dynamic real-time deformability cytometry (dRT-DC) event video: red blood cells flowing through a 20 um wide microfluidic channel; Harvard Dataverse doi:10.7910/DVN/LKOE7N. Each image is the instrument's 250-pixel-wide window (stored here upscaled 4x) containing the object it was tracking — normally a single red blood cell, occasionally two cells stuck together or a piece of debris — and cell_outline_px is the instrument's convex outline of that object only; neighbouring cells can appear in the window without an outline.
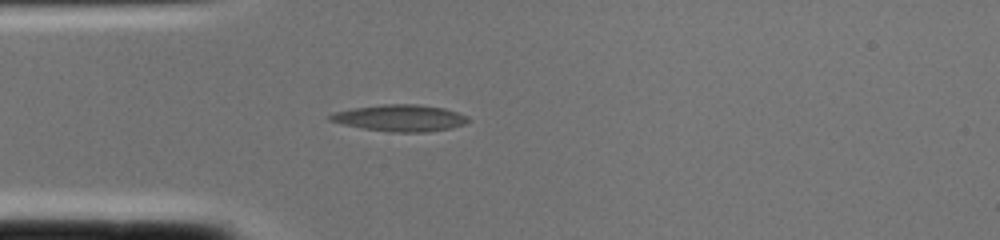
{"species": "common noctule bat (a hibernating species)", "species_latin": "Nyctalus noctula", "temperature_condition": "cold", "stored_images_in_passage": 1, "camera_frame_rate_fps": 3000, "um_per_image_px": 0.085, "animal": {"sex": "female", "body_mass_g": 22.0, "forearm_length_mm": 56.7}, "frame": {"image": 1, "passage_image": 1, "time_ms": 0.0, "image_size_px": [1000, 240], "cell_outline_px": [[468, 120], [464, 124], [452, 128], [428, 132], [392, 132], [364, 128], [344, 124], [328, 120], [328, 116], [336, 112], [352, 108], [384, 104], [416, 104], [444, 108], [468, 116]], "centroid_in_image_um": [34.03, 10.03], "position_along_channel_um": 51.0, "area_um2": 21.21}}